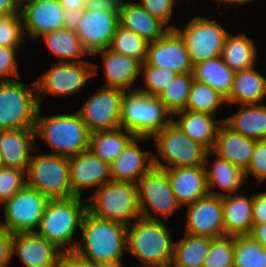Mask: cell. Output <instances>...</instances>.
Instances as JSON below:
<instances>
[{
    "label": "cell",
    "instance_id": "obj_5",
    "mask_svg": "<svg viewBox=\"0 0 266 267\" xmlns=\"http://www.w3.org/2000/svg\"><path fill=\"white\" fill-rule=\"evenodd\" d=\"M173 120L157 96L125 91L121 101L120 127L137 137L152 138Z\"/></svg>",
    "mask_w": 266,
    "mask_h": 267
},
{
    "label": "cell",
    "instance_id": "obj_10",
    "mask_svg": "<svg viewBox=\"0 0 266 267\" xmlns=\"http://www.w3.org/2000/svg\"><path fill=\"white\" fill-rule=\"evenodd\" d=\"M98 69V64L89 61L53 63L35 81L39 105L47 95L70 97L81 92L87 81L99 74Z\"/></svg>",
    "mask_w": 266,
    "mask_h": 267
},
{
    "label": "cell",
    "instance_id": "obj_9",
    "mask_svg": "<svg viewBox=\"0 0 266 267\" xmlns=\"http://www.w3.org/2000/svg\"><path fill=\"white\" fill-rule=\"evenodd\" d=\"M151 139L161 158L153 152V166L162 169L204 166L208 150L186 136L173 120Z\"/></svg>",
    "mask_w": 266,
    "mask_h": 267
},
{
    "label": "cell",
    "instance_id": "obj_26",
    "mask_svg": "<svg viewBox=\"0 0 266 267\" xmlns=\"http://www.w3.org/2000/svg\"><path fill=\"white\" fill-rule=\"evenodd\" d=\"M177 202L182 206L194 203L208 194L204 166L165 169Z\"/></svg>",
    "mask_w": 266,
    "mask_h": 267
},
{
    "label": "cell",
    "instance_id": "obj_44",
    "mask_svg": "<svg viewBox=\"0 0 266 267\" xmlns=\"http://www.w3.org/2000/svg\"><path fill=\"white\" fill-rule=\"evenodd\" d=\"M25 185V171L2 166L0 169V204L3 205Z\"/></svg>",
    "mask_w": 266,
    "mask_h": 267
},
{
    "label": "cell",
    "instance_id": "obj_39",
    "mask_svg": "<svg viewBox=\"0 0 266 267\" xmlns=\"http://www.w3.org/2000/svg\"><path fill=\"white\" fill-rule=\"evenodd\" d=\"M234 267H266V249L250 235L234 236Z\"/></svg>",
    "mask_w": 266,
    "mask_h": 267
},
{
    "label": "cell",
    "instance_id": "obj_24",
    "mask_svg": "<svg viewBox=\"0 0 266 267\" xmlns=\"http://www.w3.org/2000/svg\"><path fill=\"white\" fill-rule=\"evenodd\" d=\"M256 142L257 140L244 137L222 122L211 151L212 155L226 159L245 171L255 150Z\"/></svg>",
    "mask_w": 266,
    "mask_h": 267
},
{
    "label": "cell",
    "instance_id": "obj_52",
    "mask_svg": "<svg viewBox=\"0 0 266 267\" xmlns=\"http://www.w3.org/2000/svg\"><path fill=\"white\" fill-rule=\"evenodd\" d=\"M85 9H64V28H67L71 31H76L79 23L82 19Z\"/></svg>",
    "mask_w": 266,
    "mask_h": 267
},
{
    "label": "cell",
    "instance_id": "obj_3",
    "mask_svg": "<svg viewBox=\"0 0 266 267\" xmlns=\"http://www.w3.org/2000/svg\"><path fill=\"white\" fill-rule=\"evenodd\" d=\"M80 196L50 199L41 218L37 233L61 251H74L77 230L88 210L87 200Z\"/></svg>",
    "mask_w": 266,
    "mask_h": 267
},
{
    "label": "cell",
    "instance_id": "obj_58",
    "mask_svg": "<svg viewBox=\"0 0 266 267\" xmlns=\"http://www.w3.org/2000/svg\"><path fill=\"white\" fill-rule=\"evenodd\" d=\"M128 267H129V266H128ZM131 267H136V265H131ZM137 267H142V266H138V265H137Z\"/></svg>",
    "mask_w": 266,
    "mask_h": 267
},
{
    "label": "cell",
    "instance_id": "obj_49",
    "mask_svg": "<svg viewBox=\"0 0 266 267\" xmlns=\"http://www.w3.org/2000/svg\"><path fill=\"white\" fill-rule=\"evenodd\" d=\"M56 267H93V264L75 251H62Z\"/></svg>",
    "mask_w": 266,
    "mask_h": 267
},
{
    "label": "cell",
    "instance_id": "obj_54",
    "mask_svg": "<svg viewBox=\"0 0 266 267\" xmlns=\"http://www.w3.org/2000/svg\"><path fill=\"white\" fill-rule=\"evenodd\" d=\"M250 236L266 249V223L253 224Z\"/></svg>",
    "mask_w": 266,
    "mask_h": 267
},
{
    "label": "cell",
    "instance_id": "obj_25",
    "mask_svg": "<svg viewBox=\"0 0 266 267\" xmlns=\"http://www.w3.org/2000/svg\"><path fill=\"white\" fill-rule=\"evenodd\" d=\"M210 155L212 156V151H207L204 163L208 193L220 197L237 194L246 182L244 171L217 155L211 164H208L210 162L207 158ZM214 188H219L221 191H216Z\"/></svg>",
    "mask_w": 266,
    "mask_h": 267
},
{
    "label": "cell",
    "instance_id": "obj_56",
    "mask_svg": "<svg viewBox=\"0 0 266 267\" xmlns=\"http://www.w3.org/2000/svg\"><path fill=\"white\" fill-rule=\"evenodd\" d=\"M215 1H217L218 3L220 2L221 4H225V7H223L224 9L226 8V5L227 4H229V5H227L228 7L231 5V7L234 5H246V4H248L249 2L251 3V2H253V1H255V0H215Z\"/></svg>",
    "mask_w": 266,
    "mask_h": 267
},
{
    "label": "cell",
    "instance_id": "obj_33",
    "mask_svg": "<svg viewBox=\"0 0 266 267\" xmlns=\"http://www.w3.org/2000/svg\"><path fill=\"white\" fill-rule=\"evenodd\" d=\"M192 74L194 80L209 85L225 98L229 96L235 72L221 57L193 64Z\"/></svg>",
    "mask_w": 266,
    "mask_h": 267
},
{
    "label": "cell",
    "instance_id": "obj_4",
    "mask_svg": "<svg viewBox=\"0 0 266 267\" xmlns=\"http://www.w3.org/2000/svg\"><path fill=\"white\" fill-rule=\"evenodd\" d=\"M36 139L49 145L52 154L67 157L88 150L90 132L78 112L41 116L38 109L35 124Z\"/></svg>",
    "mask_w": 266,
    "mask_h": 267
},
{
    "label": "cell",
    "instance_id": "obj_17",
    "mask_svg": "<svg viewBox=\"0 0 266 267\" xmlns=\"http://www.w3.org/2000/svg\"><path fill=\"white\" fill-rule=\"evenodd\" d=\"M119 14L84 10L75 32L90 57L103 49L109 48L117 26L120 24Z\"/></svg>",
    "mask_w": 266,
    "mask_h": 267
},
{
    "label": "cell",
    "instance_id": "obj_13",
    "mask_svg": "<svg viewBox=\"0 0 266 267\" xmlns=\"http://www.w3.org/2000/svg\"><path fill=\"white\" fill-rule=\"evenodd\" d=\"M50 199L25 185L3 205L4 223L0 226L13 234L36 232Z\"/></svg>",
    "mask_w": 266,
    "mask_h": 267
},
{
    "label": "cell",
    "instance_id": "obj_12",
    "mask_svg": "<svg viewBox=\"0 0 266 267\" xmlns=\"http://www.w3.org/2000/svg\"><path fill=\"white\" fill-rule=\"evenodd\" d=\"M184 27H175V30L183 38L193 64L221 56L228 33L226 28L215 20L198 15Z\"/></svg>",
    "mask_w": 266,
    "mask_h": 267
},
{
    "label": "cell",
    "instance_id": "obj_29",
    "mask_svg": "<svg viewBox=\"0 0 266 267\" xmlns=\"http://www.w3.org/2000/svg\"><path fill=\"white\" fill-rule=\"evenodd\" d=\"M175 115L178 116V120L173 118V121L186 136L204 146L208 151L212 150L217 130L223 119L217 120L214 119V115L186 109L175 113L173 117Z\"/></svg>",
    "mask_w": 266,
    "mask_h": 267
},
{
    "label": "cell",
    "instance_id": "obj_43",
    "mask_svg": "<svg viewBox=\"0 0 266 267\" xmlns=\"http://www.w3.org/2000/svg\"><path fill=\"white\" fill-rule=\"evenodd\" d=\"M25 36L21 14L0 15V46L20 48Z\"/></svg>",
    "mask_w": 266,
    "mask_h": 267
},
{
    "label": "cell",
    "instance_id": "obj_57",
    "mask_svg": "<svg viewBox=\"0 0 266 267\" xmlns=\"http://www.w3.org/2000/svg\"><path fill=\"white\" fill-rule=\"evenodd\" d=\"M122 261L118 262H100L93 264V267H125ZM127 267V266H126Z\"/></svg>",
    "mask_w": 266,
    "mask_h": 267
},
{
    "label": "cell",
    "instance_id": "obj_55",
    "mask_svg": "<svg viewBox=\"0 0 266 267\" xmlns=\"http://www.w3.org/2000/svg\"><path fill=\"white\" fill-rule=\"evenodd\" d=\"M64 9H85L87 0H58Z\"/></svg>",
    "mask_w": 266,
    "mask_h": 267
},
{
    "label": "cell",
    "instance_id": "obj_18",
    "mask_svg": "<svg viewBox=\"0 0 266 267\" xmlns=\"http://www.w3.org/2000/svg\"><path fill=\"white\" fill-rule=\"evenodd\" d=\"M20 14L24 34L27 33L34 40L43 34L64 28V8L58 0L23 1Z\"/></svg>",
    "mask_w": 266,
    "mask_h": 267
},
{
    "label": "cell",
    "instance_id": "obj_51",
    "mask_svg": "<svg viewBox=\"0 0 266 267\" xmlns=\"http://www.w3.org/2000/svg\"><path fill=\"white\" fill-rule=\"evenodd\" d=\"M123 0H87L86 10L120 13Z\"/></svg>",
    "mask_w": 266,
    "mask_h": 267
},
{
    "label": "cell",
    "instance_id": "obj_21",
    "mask_svg": "<svg viewBox=\"0 0 266 267\" xmlns=\"http://www.w3.org/2000/svg\"><path fill=\"white\" fill-rule=\"evenodd\" d=\"M61 252L37 232H18L13 235V257L18 254L24 267H56Z\"/></svg>",
    "mask_w": 266,
    "mask_h": 267
},
{
    "label": "cell",
    "instance_id": "obj_47",
    "mask_svg": "<svg viewBox=\"0 0 266 267\" xmlns=\"http://www.w3.org/2000/svg\"><path fill=\"white\" fill-rule=\"evenodd\" d=\"M18 50L19 48L0 46V81L15 80L14 77L20 78L19 64L16 59Z\"/></svg>",
    "mask_w": 266,
    "mask_h": 267
},
{
    "label": "cell",
    "instance_id": "obj_37",
    "mask_svg": "<svg viewBox=\"0 0 266 267\" xmlns=\"http://www.w3.org/2000/svg\"><path fill=\"white\" fill-rule=\"evenodd\" d=\"M224 104H227L224 96L209 85L194 80L185 109L215 116Z\"/></svg>",
    "mask_w": 266,
    "mask_h": 267
},
{
    "label": "cell",
    "instance_id": "obj_16",
    "mask_svg": "<svg viewBox=\"0 0 266 267\" xmlns=\"http://www.w3.org/2000/svg\"><path fill=\"white\" fill-rule=\"evenodd\" d=\"M145 64L178 74L191 73L193 68L185 42L175 29H169L159 40L148 44Z\"/></svg>",
    "mask_w": 266,
    "mask_h": 267
},
{
    "label": "cell",
    "instance_id": "obj_23",
    "mask_svg": "<svg viewBox=\"0 0 266 267\" xmlns=\"http://www.w3.org/2000/svg\"><path fill=\"white\" fill-rule=\"evenodd\" d=\"M102 56V65L106 84L104 87L117 88L123 91H134L133 84L140 77L141 63L131 57L115 52L109 48L103 49L93 56Z\"/></svg>",
    "mask_w": 266,
    "mask_h": 267
},
{
    "label": "cell",
    "instance_id": "obj_50",
    "mask_svg": "<svg viewBox=\"0 0 266 267\" xmlns=\"http://www.w3.org/2000/svg\"><path fill=\"white\" fill-rule=\"evenodd\" d=\"M253 224L266 223V192L255 193L253 195L252 208Z\"/></svg>",
    "mask_w": 266,
    "mask_h": 267
},
{
    "label": "cell",
    "instance_id": "obj_38",
    "mask_svg": "<svg viewBox=\"0 0 266 267\" xmlns=\"http://www.w3.org/2000/svg\"><path fill=\"white\" fill-rule=\"evenodd\" d=\"M193 81L192 72L178 74L157 96L172 115L185 110Z\"/></svg>",
    "mask_w": 266,
    "mask_h": 267
},
{
    "label": "cell",
    "instance_id": "obj_19",
    "mask_svg": "<svg viewBox=\"0 0 266 267\" xmlns=\"http://www.w3.org/2000/svg\"><path fill=\"white\" fill-rule=\"evenodd\" d=\"M70 185L75 196L87 189H98L112 180L110 164L86 150L69 157Z\"/></svg>",
    "mask_w": 266,
    "mask_h": 267
},
{
    "label": "cell",
    "instance_id": "obj_14",
    "mask_svg": "<svg viewBox=\"0 0 266 267\" xmlns=\"http://www.w3.org/2000/svg\"><path fill=\"white\" fill-rule=\"evenodd\" d=\"M125 91L101 87L77 112L90 133L117 129L121 120V101Z\"/></svg>",
    "mask_w": 266,
    "mask_h": 267
},
{
    "label": "cell",
    "instance_id": "obj_7",
    "mask_svg": "<svg viewBox=\"0 0 266 267\" xmlns=\"http://www.w3.org/2000/svg\"><path fill=\"white\" fill-rule=\"evenodd\" d=\"M88 211L94 216L125 226L140 218L137 185L109 181L95 190L87 200Z\"/></svg>",
    "mask_w": 266,
    "mask_h": 267
},
{
    "label": "cell",
    "instance_id": "obj_28",
    "mask_svg": "<svg viewBox=\"0 0 266 267\" xmlns=\"http://www.w3.org/2000/svg\"><path fill=\"white\" fill-rule=\"evenodd\" d=\"M242 192L222 197L226 236L250 235L252 231L253 195L249 198Z\"/></svg>",
    "mask_w": 266,
    "mask_h": 267
},
{
    "label": "cell",
    "instance_id": "obj_6",
    "mask_svg": "<svg viewBox=\"0 0 266 267\" xmlns=\"http://www.w3.org/2000/svg\"><path fill=\"white\" fill-rule=\"evenodd\" d=\"M39 150L36 146L28 163L25 172L26 185L49 199L75 196L70 185L69 157L52 153L42 154Z\"/></svg>",
    "mask_w": 266,
    "mask_h": 267
},
{
    "label": "cell",
    "instance_id": "obj_36",
    "mask_svg": "<svg viewBox=\"0 0 266 267\" xmlns=\"http://www.w3.org/2000/svg\"><path fill=\"white\" fill-rule=\"evenodd\" d=\"M210 245V237L184 233V237L174 243L170 267H202Z\"/></svg>",
    "mask_w": 266,
    "mask_h": 267
},
{
    "label": "cell",
    "instance_id": "obj_41",
    "mask_svg": "<svg viewBox=\"0 0 266 267\" xmlns=\"http://www.w3.org/2000/svg\"><path fill=\"white\" fill-rule=\"evenodd\" d=\"M177 75V72L170 69L147 66L143 63L140 67V76L143 78L144 86H139L137 90L150 96H158Z\"/></svg>",
    "mask_w": 266,
    "mask_h": 267
},
{
    "label": "cell",
    "instance_id": "obj_30",
    "mask_svg": "<svg viewBox=\"0 0 266 267\" xmlns=\"http://www.w3.org/2000/svg\"><path fill=\"white\" fill-rule=\"evenodd\" d=\"M266 97V78L255 67L236 71L227 105L260 104Z\"/></svg>",
    "mask_w": 266,
    "mask_h": 267
},
{
    "label": "cell",
    "instance_id": "obj_8",
    "mask_svg": "<svg viewBox=\"0 0 266 267\" xmlns=\"http://www.w3.org/2000/svg\"><path fill=\"white\" fill-rule=\"evenodd\" d=\"M39 107L35 81H0V130L35 129Z\"/></svg>",
    "mask_w": 266,
    "mask_h": 267
},
{
    "label": "cell",
    "instance_id": "obj_32",
    "mask_svg": "<svg viewBox=\"0 0 266 267\" xmlns=\"http://www.w3.org/2000/svg\"><path fill=\"white\" fill-rule=\"evenodd\" d=\"M257 54L255 42L246 33L232 35L228 32L220 57L236 72L256 67Z\"/></svg>",
    "mask_w": 266,
    "mask_h": 267
},
{
    "label": "cell",
    "instance_id": "obj_31",
    "mask_svg": "<svg viewBox=\"0 0 266 267\" xmlns=\"http://www.w3.org/2000/svg\"><path fill=\"white\" fill-rule=\"evenodd\" d=\"M239 111L223 118L233 131L255 140L266 139V105L242 104Z\"/></svg>",
    "mask_w": 266,
    "mask_h": 267
},
{
    "label": "cell",
    "instance_id": "obj_11",
    "mask_svg": "<svg viewBox=\"0 0 266 267\" xmlns=\"http://www.w3.org/2000/svg\"><path fill=\"white\" fill-rule=\"evenodd\" d=\"M136 185L142 218L160 221L162 215L163 218L168 219L181 208L165 169L153 166Z\"/></svg>",
    "mask_w": 266,
    "mask_h": 267
},
{
    "label": "cell",
    "instance_id": "obj_48",
    "mask_svg": "<svg viewBox=\"0 0 266 267\" xmlns=\"http://www.w3.org/2000/svg\"><path fill=\"white\" fill-rule=\"evenodd\" d=\"M13 233L0 226V267H9L12 254Z\"/></svg>",
    "mask_w": 266,
    "mask_h": 267
},
{
    "label": "cell",
    "instance_id": "obj_45",
    "mask_svg": "<svg viewBox=\"0 0 266 267\" xmlns=\"http://www.w3.org/2000/svg\"><path fill=\"white\" fill-rule=\"evenodd\" d=\"M181 0H140L138 2L141 6L148 11L151 15L161 20L169 29H175V25H169L172 18L173 8L176 2ZM188 2L190 0H187Z\"/></svg>",
    "mask_w": 266,
    "mask_h": 267
},
{
    "label": "cell",
    "instance_id": "obj_42",
    "mask_svg": "<svg viewBox=\"0 0 266 267\" xmlns=\"http://www.w3.org/2000/svg\"><path fill=\"white\" fill-rule=\"evenodd\" d=\"M234 237L211 238V245L202 267H234Z\"/></svg>",
    "mask_w": 266,
    "mask_h": 267
},
{
    "label": "cell",
    "instance_id": "obj_46",
    "mask_svg": "<svg viewBox=\"0 0 266 267\" xmlns=\"http://www.w3.org/2000/svg\"><path fill=\"white\" fill-rule=\"evenodd\" d=\"M250 174L259 183L266 180V139L256 142L250 163L244 171L245 178H248Z\"/></svg>",
    "mask_w": 266,
    "mask_h": 267
},
{
    "label": "cell",
    "instance_id": "obj_34",
    "mask_svg": "<svg viewBox=\"0 0 266 267\" xmlns=\"http://www.w3.org/2000/svg\"><path fill=\"white\" fill-rule=\"evenodd\" d=\"M135 136L119 127L90 133L88 150L102 161L111 164Z\"/></svg>",
    "mask_w": 266,
    "mask_h": 267
},
{
    "label": "cell",
    "instance_id": "obj_53",
    "mask_svg": "<svg viewBox=\"0 0 266 267\" xmlns=\"http://www.w3.org/2000/svg\"><path fill=\"white\" fill-rule=\"evenodd\" d=\"M22 8L21 0H0V15L9 16L20 14Z\"/></svg>",
    "mask_w": 266,
    "mask_h": 267
},
{
    "label": "cell",
    "instance_id": "obj_22",
    "mask_svg": "<svg viewBox=\"0 0 266 267\" xmlns=\"http://www.w3.org/2000/svg\"><path fill=\"white\" fill-rule=\"evenodd\" d=\"M35 129L0 130V158L2 166L26 172L37 146Z\"/></svg>",
    "mask_w": 266,
    "mask_h": 267
},
{
    "label": "cell",
    "instance_id": "obj_35",
    "mask_svg": "<svg viewBox=\"0 0 266 267\" xmlns=\"http://www.w3.org/2000/svg\"><path fill=\"white\" fill-rule=\"evenodd\" d=\"M39 38L45 41L51 54L59 59L58 62H81L86 61L84 56H89L76 32L67 28L57 29Z\"/></svg>",
    "mask_w": 266,
    "mask_h": 267
},
{
    "label": "cell",
    "instance_id": "obj_27",
    "mask_svg": "<svg viewBox=\"0 0 266 267\" xmlns=\"http://www.w3.org/2000/svg\"><path fill=\"white\" fill-rule=\"evenodd\" d=\"M119 23L148 43L159 40L169 30L168 26L146 11L141 4L131 0L122 1Z\"/></svg>",
    "mask_w": 266,
    "mask_h": 267
},
{
    "label": "cell",
    "instance_id": "obj_2",
    "mask_svg": "<svg viewBox=\"0 0 266 267\" xmlns=\"http://www.w3.org/2000/svg\"><path fill=\"white\" fill-rule=\"evenodd\" d=\"M163 221L138 218L126 232V251L138 259L143 267H170L174 243Z\"/></svg>",
    "mask_w": 266,
    "mask_h": 267
},
{
    "label": "cell",
    "instance_id": "obj_15",
    "mask_svg": "<svg viewBox=\"0 0 266 267\" xmlns=\"http://www.w3.org/2000/svg\"><path fill=\"white\" fill-rule=\"evenodd\" d=\"M186 232L195 236H225L222 197L213 194L187 205Z\"/></svg>",
    "mask_w": 266,
    "mask_h": 267
},
{
    "label": "cell",
    "instance_id": "obj_40",
    "mask_svg": "<svg viewBox=\"0 0 266 267\" xmlns=\"http://www.w3.org/2000/svg\"><path fill=\"white\" fill-rule=\"evenodd\" d=\"M148 42L131 30L117 26L109 49L145 63L148 51Z\"/></svg>",
    "mask_w": 266,
    "mask_h": 267
},
{
    "label": "cell",
    "instance_id": "obj_20",
    "mask_svg": "<svg viewBox=\"0 0 266 267\" xmlns=\"http://www.w3.org/2000/svg\"><path fill=\"white\" fill-rule=\"evenodd\" d=\"M146 140L152 139L135 136L110 164L112 181L136 184L153 167V152L140 148Z\"/></svg>",
    "mask_w": 266,
    "mask_h": 267
},
{
    "label": "cell",
    "instance_id": "obj_1",
    "mask_svg": "<svg viewBox=\"0 0 266 267\" xmlns=\"http://www.w3.org/2000/svg\"><path fill=\"white\" fill-rule=\"evenodd\" d=\"M80 231L82 238L74 249L79 255L92 264L122 261L127 226L98 218L87 210Z\"/></svg>",
    "mask_w": 266,
    "mask_h": 267
}]
</instances>
